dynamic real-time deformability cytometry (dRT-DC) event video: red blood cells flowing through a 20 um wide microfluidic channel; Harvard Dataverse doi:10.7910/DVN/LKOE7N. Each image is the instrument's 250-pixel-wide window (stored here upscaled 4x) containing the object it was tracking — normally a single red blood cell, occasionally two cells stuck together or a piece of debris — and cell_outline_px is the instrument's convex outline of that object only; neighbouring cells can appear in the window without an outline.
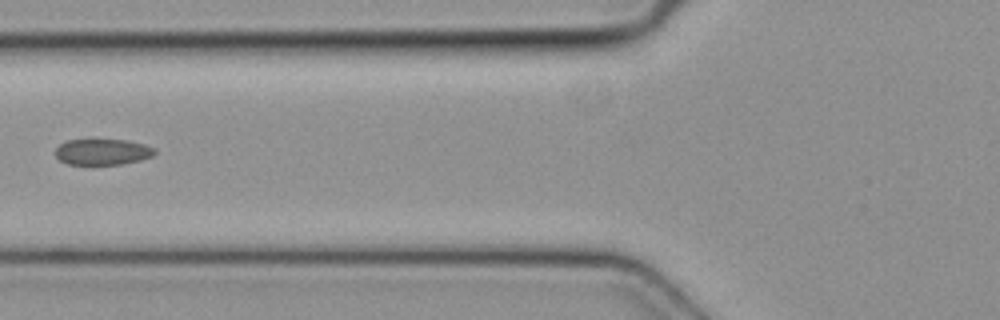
{"species": "common noctule bat (a hibernating species)", "species_latin": "Nyctalus noctula", "temperature_condition": "cold", "stored_images_in_passage": 2, "camera_frame_rate_fps": 3000, "um_per_image_px": 0.085, "animal": {"sex": "female", "body_mass_g": 19.3, "forearm_length_mm": 54.1}, "frame": {"image": 1, "passage_image": 2, "time_ms": 0.333, "image_size_px": [1000, 320], "cell_outline_px": [[156, 152], [152, 156], [140, 160], [120, 164], [68, 164], [60, 160], [56, 156], [56, 148], [60, 144], [68, 140], [124, 140], [144, 144], [152, 148]], "centroid_in_image_um": [8.7, 12.91], "position_along_channel_um": 117.1, "area_um2": 14.74}}